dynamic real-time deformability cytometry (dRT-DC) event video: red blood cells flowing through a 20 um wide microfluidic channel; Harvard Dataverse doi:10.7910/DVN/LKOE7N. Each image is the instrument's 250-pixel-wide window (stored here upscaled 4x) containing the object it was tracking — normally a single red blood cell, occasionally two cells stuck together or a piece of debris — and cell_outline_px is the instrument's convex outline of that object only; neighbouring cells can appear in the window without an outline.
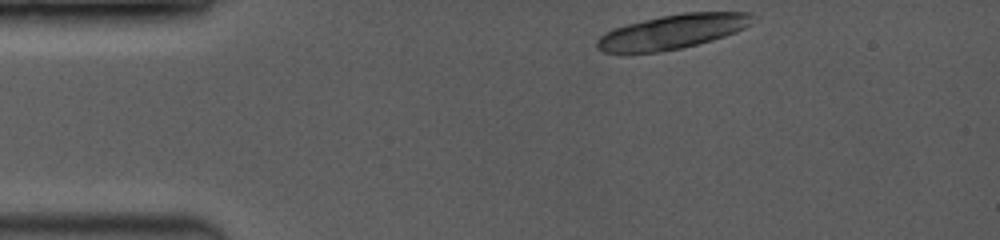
{"species": "common noctule bat (a hibernating species)", "species_latin": "Nyctalus noctula", "temperature_condition": "room temperature", "stored_images_in_passage": 3, "camera_frame_rate_fps": 3500, "um_per_image_px": 0.085, "animal": {"sex": "female", "body_mass_g": 19.0, "forearm_length_mm": 53.3}, "frame": {"image": 1, "passage_image": 1, "time_ms": 0.0, "image_size_px": [1000, 240], "cell_outline_px": [[756, 16], [752, 24], [736, 32], [712, 40], [680, 48], [660, 52], [604, 52], [596, 48], [596, 40], [600, 36], [616, 28], [628, 24], [664, 16], [684, 12], [748, 12]], "centroid_in_image_um": [57.22, 2.69], "position_along_channel_um": 27.8, "area_um2": 30.75}}